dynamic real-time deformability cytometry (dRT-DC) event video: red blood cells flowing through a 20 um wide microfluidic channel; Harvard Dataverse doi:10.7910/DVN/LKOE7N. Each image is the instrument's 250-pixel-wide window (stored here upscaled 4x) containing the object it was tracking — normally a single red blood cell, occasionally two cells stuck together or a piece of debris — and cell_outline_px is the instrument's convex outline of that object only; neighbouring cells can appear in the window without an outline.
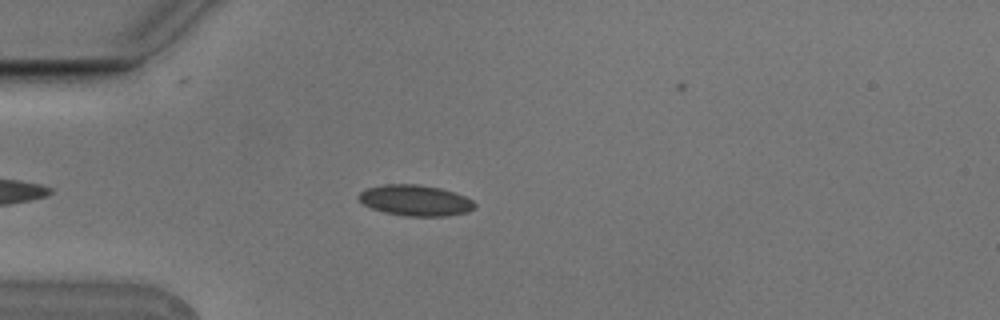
{"species": "Egyptian fruit bat (a non-hibernating species)", "species_latin": "Rousettus aegyptiacus", "temperature_condition": "cold", "stored_images_in_passage": 5, "camera_frame_rate_fps": 3000, "um_per_image_px": 0.085, "animal": {"sex": "male"}, "frame": {"image": 1, "passage_image": 4, "time_ms": 1.0, "image_size_px": [1000, 320], "cell_outline_px": [[476, 208], [468, 212], [444, 216], [404, 216], [384, 212], [372, 208], [364, 204], [356, 196], [360, 192], [368, 188], [384, 184], [420, 184], [440, 188], [464, 196], [472, 200], [476, 204]], "centroid_in_image_um": [35.31, 17.03], "position_along_channel_um": 49.7, "area_um2": 20.87}}